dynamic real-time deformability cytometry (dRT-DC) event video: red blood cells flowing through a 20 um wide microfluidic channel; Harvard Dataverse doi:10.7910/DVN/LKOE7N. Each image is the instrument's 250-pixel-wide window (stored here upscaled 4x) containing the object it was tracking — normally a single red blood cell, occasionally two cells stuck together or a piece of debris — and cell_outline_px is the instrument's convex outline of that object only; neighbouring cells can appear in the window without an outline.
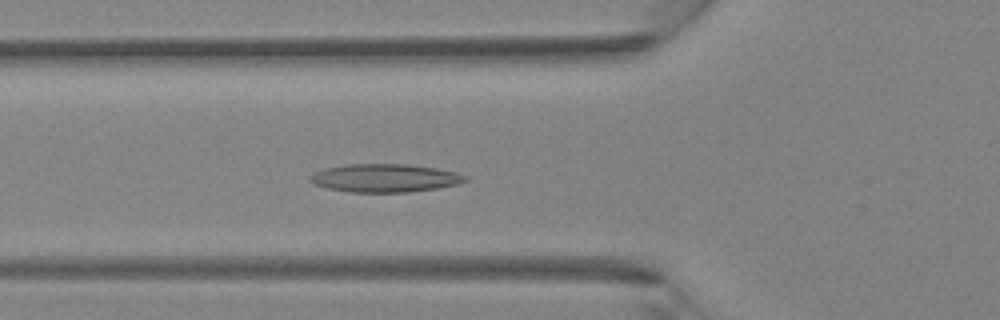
{"species": "Egyptian fruit bat (a non-hibernating species)", "species_latin": "Rousettus aegyptiacus", "temperature_condition": "room temperature", "stored_images_in_passage": 44, "camera_frame_rate_fps": 3000, "um_per_image_px": 0.085, "animal": {"sex": "female"}, "frame": {"image": 1, "passage_image": 16, "time_ms": 5.0, "image_size_px": [1000, 320], "cell_outline_px": [[468, 180], [456, 184], [436, 188], [408, 192], [348, 192], [328, 188], [316, 184], [308, 180], [308, 176], [324, 168], [344, 164], [408, 164], [436, 168], [456, 172], [468, 176]], "centroid_in_image_um": [32.7, 15.12], "position_along_channel_um": 93.1, "area_um2": 25.49}}
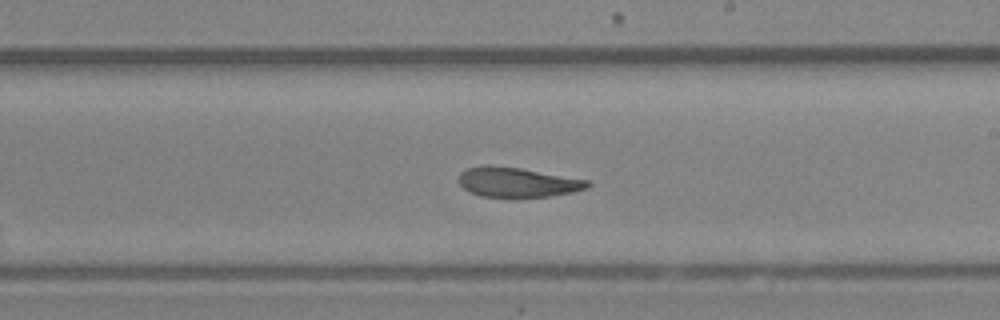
{"frame": {"image": 2, "passage_image": 26, "time_ms": 8.333, "image_size_px": [1000, 320], "cell_outline_px": [[592, 184], [588, 188], [572, 192], [548, 196], [516, 200], [480, 196], [468, 192], [460, 184], [460, 172], [468, 168], [484, 164], [488, 164], [520, 168], [588, 180]], "centroid_in_image_um": [43.95, 15.53], "position_along_channel_um": 245.0, "area_um2": 23.06}}
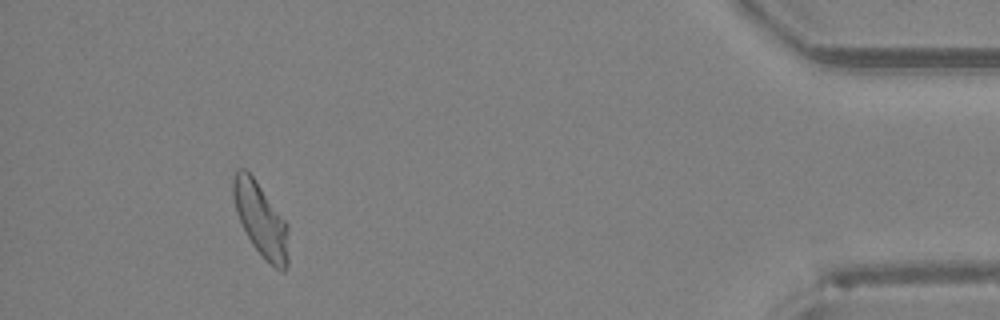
{"frame": {"image": 3, "passage_image": 41, "time_ms": 13.333, "image_size_px": [1000, 320], "cell_outline_px": [[288, 264], [284, 272], [280, 272], [264, 260], [252, 244], [236, 212], [232, 196], [232, 180], [236, 168], [244, 168], [252, 176], [288, 224]], "centroid_in_image_um": [22.17, 18.7], "position_along_channel_um": 413.0, "area_um2": 23.76}}